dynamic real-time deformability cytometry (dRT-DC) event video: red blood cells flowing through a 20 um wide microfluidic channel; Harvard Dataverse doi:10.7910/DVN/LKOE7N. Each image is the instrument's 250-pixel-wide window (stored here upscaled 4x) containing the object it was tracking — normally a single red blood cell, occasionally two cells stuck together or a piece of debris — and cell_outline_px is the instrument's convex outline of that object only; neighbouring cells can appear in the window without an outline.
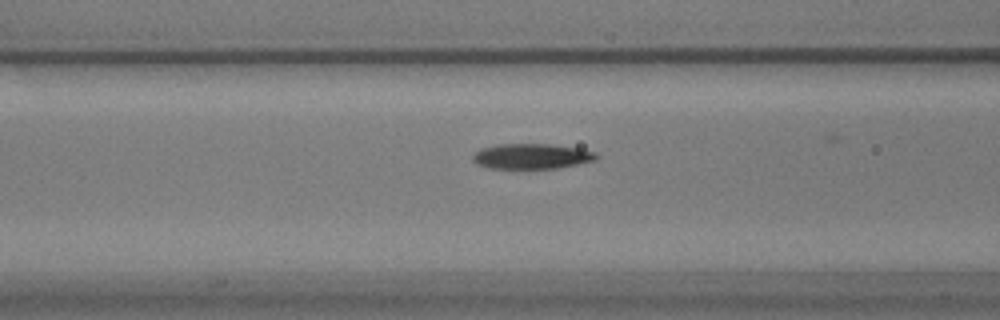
{"species": "common noctule bat (a hibernating species)", "species_latin": "Nyctalus noctula", "temperature_condition": "warm", "stored_images_in_passage": 31, "camera_frame_rate_fps": 3000, "um_per_image_px": 0.085, "animal": {"sex": "male", "body_mass_g": 17.9}, "frame": {"image": 1, "passage_image": 7, "time_ms": 2.0, "image_size_px": [1000, 320], "cell_outline_px": [[600, 156], [596, 160], [556, 168], [520, 172], [488, 168], [476, 164], [472, 160], [472, 156], [480, 148], [496, 144], [548, 144], [580, 148], [596, 152]], "centroid_in_image_um": [45.14, 13.33], "position_along_channel_um": 121.5, "area_um2": 19.25}}
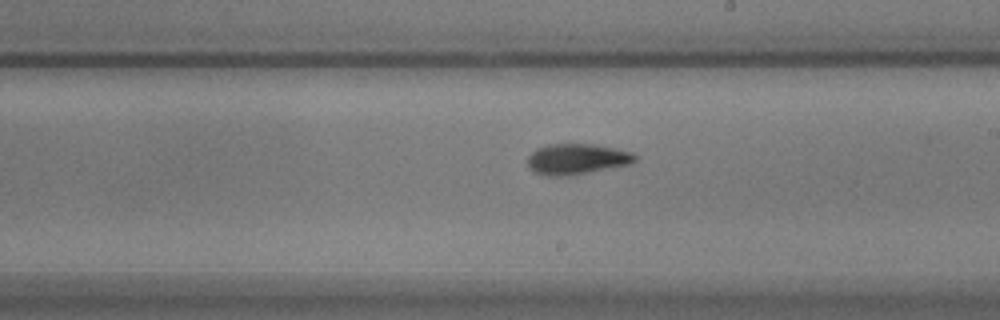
{"frame": {"image": 2, "passage_image": 17, "time_ms": 5.333, "image_size_px": [1000, 320], "cell_outline_px": [[636, 160], [628, 164], [568, 176], [544, 176], [532, 172], [528, 168], [528, 156], [536, 148], [548, 144], [592, 144], [632, 152], [636, 156]], "centroid_in_image_um": [48.95, 13.53], "position_along_channel_um": 240.1, "area_um2": 19.13}}
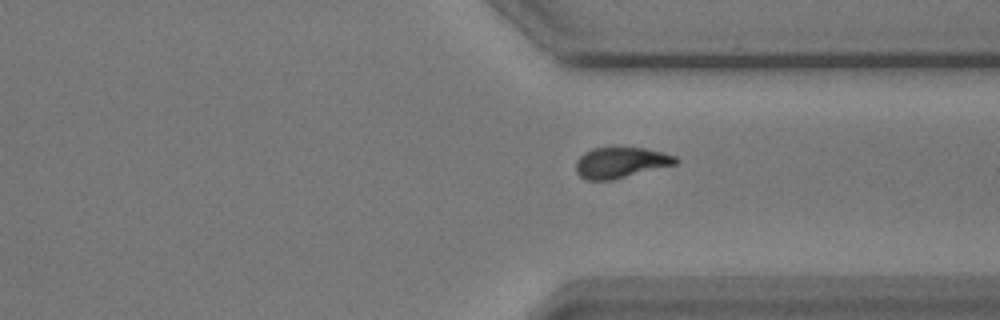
{"frame": {"image": 3, "passage_image": 27, "time_ms": 8.667, "image_size_px": [1000, 320], "cell_outline_px": [[680, 160], [676, 164], [612, 180], [584, 180], [576, 172], [576, 160], [584, 152], [592, 148], [644, 148], [664, 152], [676, 156]], "centroid_in_image_um": [52.76, 13.82], "position_along_channel_um": 358.6, "area_um2": 17.92}, "authors_computed_cell_mechanics": {"area_um2": 18.8428, "velocity_mm_per_s": 3.5617, "shape_relaxation_time_tau1_ms": 3.6147, "shape_relaxation_time_tau2_ms": 2.9448, "deformation_change_tau1": 0.1653, "deformation_change_tau2": 0.0736}}